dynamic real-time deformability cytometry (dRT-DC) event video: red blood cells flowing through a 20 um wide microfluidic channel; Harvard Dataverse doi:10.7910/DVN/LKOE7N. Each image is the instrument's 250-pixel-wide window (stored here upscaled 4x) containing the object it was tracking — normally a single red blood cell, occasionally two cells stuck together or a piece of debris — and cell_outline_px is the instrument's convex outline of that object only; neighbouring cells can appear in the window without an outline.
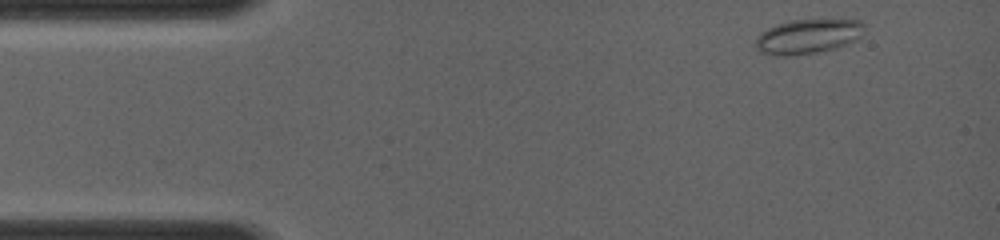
{"species": "common noctule bat (a hibernating species)", "species_latin": "Nyctalus noctula", "temperature_condition": "room temperature", "stored_images_in_passage": 18, "camera_frame_rate_fps": 4000, "um_per_image_px": 0.085, "animal": {"sex": "female", "body_mass_g": 19.0, "forearm_length_mm": 56.7}, "frame": {"image": 1, "passage_image": 1, "time_ms": 0.0, "image_size_px": [1000, 240], "cell_outline_px": [[868, 24], [860, 36], [856, 40], [836, 48], [816, 52], [792, 56], [776, 56], [760, 52], [756, 48], [756, 40], [760, 32], [776, 24], [792, 20], [860, 20]], "centroid_in_image_um": [68.68, 3.1], "position_along_channel_um": 16.3, "area_um2": 22.02}}
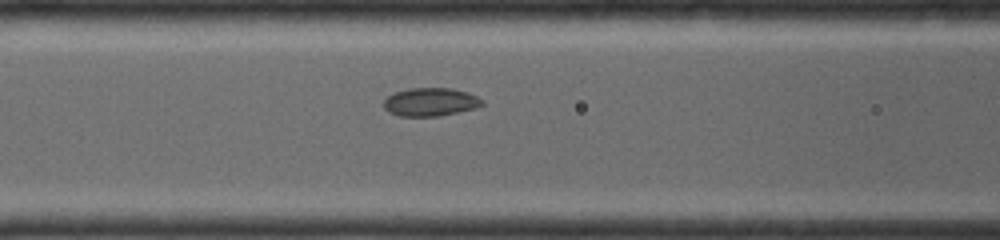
{"frame": {"image": 2, "passage_image": 14, "time_ms": 4.25, "image_size_px": [1000, 240], "cell_outline_px": [[484, 104], [476, 108], [440, 116], [400, 116], [388, 112], [384, 108], [384, 100], [392, 92], [408, 88], [452, 88], [468, 92], [484, 100]], "centroid_in_image_um": [36.58, 8.66], "position_along_channel_um": 130.0, "area_um2": 16.42}}
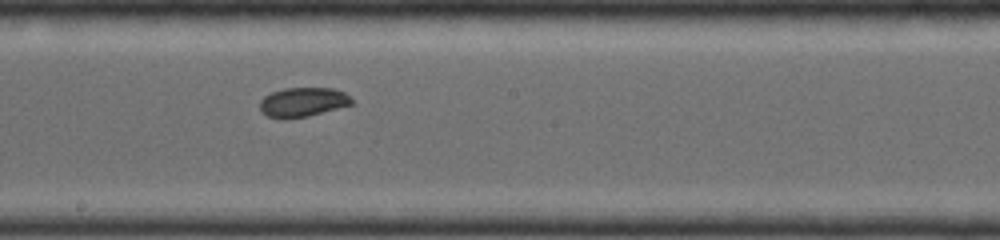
{"frame": {"image": 3, "passage_image": 18, "time_ms": 6.25, "image_size_px": [1000, 240], "cell_outline_px": [[352, 104], [308, 116], [284, 120], [268, 116], [260, 108], [260, 100], [264, 96], [272, 92], [284, 88], [332, 88], [344, 92], [352, 100]], "centroid_in_image_um": [25.71, 8.68], "position_along_channel_um": 222.5, "area_um2": 15.61}}